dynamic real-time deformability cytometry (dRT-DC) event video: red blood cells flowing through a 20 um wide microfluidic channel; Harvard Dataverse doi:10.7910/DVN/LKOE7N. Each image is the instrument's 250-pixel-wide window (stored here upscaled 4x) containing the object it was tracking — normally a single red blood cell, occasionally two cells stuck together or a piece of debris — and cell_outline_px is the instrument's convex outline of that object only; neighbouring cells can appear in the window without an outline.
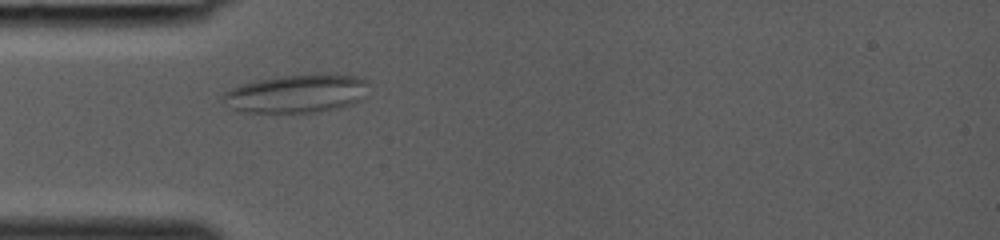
{"species": "common noctule bat (a hibernating species)", "species_latin": "Nyctalus noctula", "temperature_condition": "room temperature", "stored_images_in_passage": 28, "camera_frame_rate_fps": 3000, "um_per_image_px": 0.085, "animal": {"sex": "female", "body_mass_g": 19.0, "forearm_length_mm": 53.3}, "frame": {"image": 1, "passage_image": 2, "time_ms": 0.333, "image_size_px": [1000, 240], "cell_outline_px": [[364, 100], [352, 104], [320, 112], [244, 112], [232, 108], [220, 92], [244, 84], [260, 80], [280, 76], [312, 72], [336, 72], [356, 76], [364, 80]], "centroid_in_image_um": [25.27, 7.92], "position_along_channel_um": 59.7, "area_um2": 32.71}}
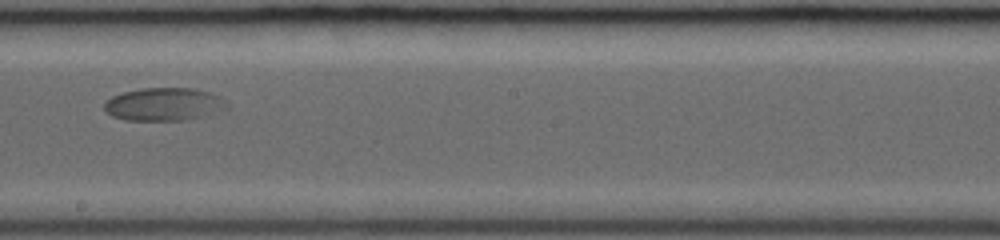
{"frame": {"image": 2, "passage_image": 13, "time_ms": 4.0, "image_size_px": [1000, 240], "cell_outline_px": [[228, 108], [208, 116], [184, 120], [124, 120], [112, 116], [104, 108], [104, 104], [112, 96], [124, 92], [144, 88], [192, 88], [208, 92], [220, 96], [228, 104]], "centroid_in_image_um": [13.98, 8.87], "position_along_channel_um": 234.2, "area_um2": 23.58}}
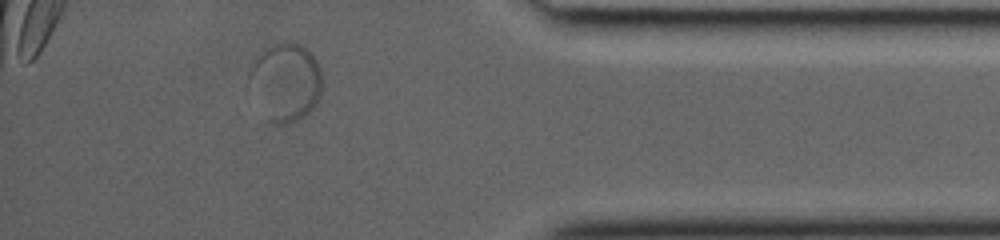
{"frame": {"image": 3, "passage_image": 25, "time_ms": 8.0, "image_size_px": [1000, 240], "cell_outline_px": [[324, 88], [316, 104], [304, 116], [288, 124], [272, 124], [264, 120], [244, 88], [248, 72], [264, 48], [272, 44], [284, 40], [288, 40], [300, 44], [316, 60], [320, 68]], "centroid_in_image_um": [24.17, 7.02], "position_along_channel_um": 411.0, "area_um2": 34.91}}